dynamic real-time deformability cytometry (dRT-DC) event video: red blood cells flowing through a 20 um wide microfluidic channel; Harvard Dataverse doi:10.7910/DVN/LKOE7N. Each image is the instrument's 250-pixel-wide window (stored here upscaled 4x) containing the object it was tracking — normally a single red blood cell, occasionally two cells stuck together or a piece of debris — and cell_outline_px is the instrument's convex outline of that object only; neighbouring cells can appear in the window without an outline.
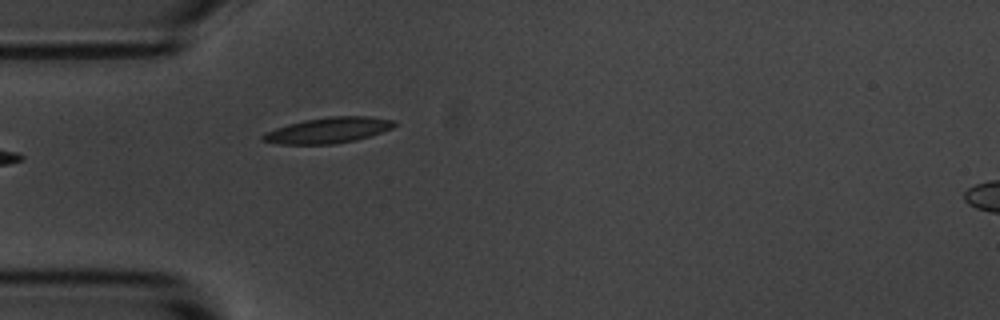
{"species": "common noctule bat (a hibernating species)", "species_latin": "Nyctalus noctula", "temperature_condition": "room temperature", "stored_images_in_passage": 6, "camera_frame_rate_fps": 3000, "um_per_image_px": 0.085, "animal": {"sex": "male", "body_mass_g": 20.1, "forearm_length_mm": 53.5}, "frame": {"image": 1, "passage_image": 6, "time_ms": 6.0, "image_size_px": [1000, 320], "cell_outline_px": [[396, 124], [392, 128], [356, 140], [332, 144], [280, 144], [260, 140], [260, 136], [264, 132], [288, 124], [304, 120], [328, 116], [372, 116], [392, 120]], "centroid_in_image_um": [27.85, 11.07], "position_along_channel_um": 57.2, "area_um2": 19.65}}